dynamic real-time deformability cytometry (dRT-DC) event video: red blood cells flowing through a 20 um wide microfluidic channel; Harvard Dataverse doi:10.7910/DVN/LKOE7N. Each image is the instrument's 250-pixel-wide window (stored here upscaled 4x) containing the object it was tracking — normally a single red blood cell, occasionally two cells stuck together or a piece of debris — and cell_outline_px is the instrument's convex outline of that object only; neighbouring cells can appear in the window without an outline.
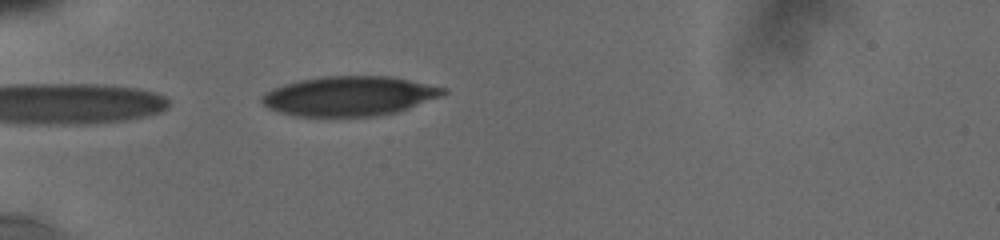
{"species": "human", "species_latin": "Homo sapiens", "temperature_condition": "cold", "stored_images_in_passage": 2, "camera_frame_rate_fps": 3000, "um_per_image_px": 0.085, "donor": {"sex": "male"}, "frame": {"image": 1, "passage_image": 2, "time_ms": 0.667, "image_size_px": [1000, 240], "cell_outline_px": [[448, 92], [444, 96], [400, 112], [380, 116], [336, 120], [296, 116], [280, 112], [268, 108], [260, 100], [260, 96], [272, 88], [284, 84], [300, 80], [320, 76], [388, 76], [448, 88]], "centroid_in_image_um": [29.71, 8.22], "position_along_channel_um": 55.3, "area_um2": 43.52}}